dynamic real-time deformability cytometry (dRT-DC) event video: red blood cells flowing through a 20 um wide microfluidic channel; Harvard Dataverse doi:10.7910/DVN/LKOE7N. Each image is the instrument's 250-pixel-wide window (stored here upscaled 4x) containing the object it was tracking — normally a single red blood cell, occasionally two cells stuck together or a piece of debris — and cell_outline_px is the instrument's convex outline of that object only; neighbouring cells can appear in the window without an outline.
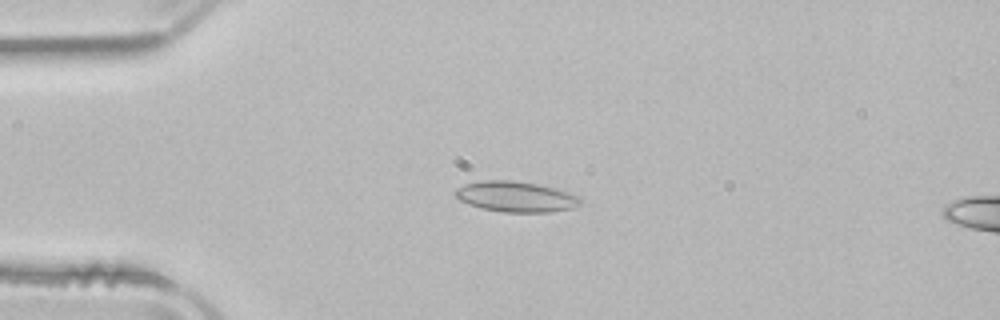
{"species": "common noctule bat (a hibernating species)", "species_latin": "Nyctalus noctula", "temperature_condition": "room temperature", "stored_images_in_passage": 51, "camera_frame_rate_fps": 3000, "um_per_image_px": 0.085, "animal": {"sex": "male", "body_mass_g": 21.5, "forearm_length_mm": 52.0}, "frame": {"image": 1, "passage_image": 12, "time_ms": 3.667, "image_size_px": [1000, 320], "cell_outline_px": [[584, 200], [580, 204], [572, 208], [552, 212], [504, 212], [480, 208], [460, 200], [456, 196], [456, 188], [464, 184], [480, 180], [512, 180], [536, 184], [556, 188], [580, 196]], "centroid_in_image_um": [43.88, 16.71], "position_along_channel_um": 41.1, "area_um2": 22.37}}
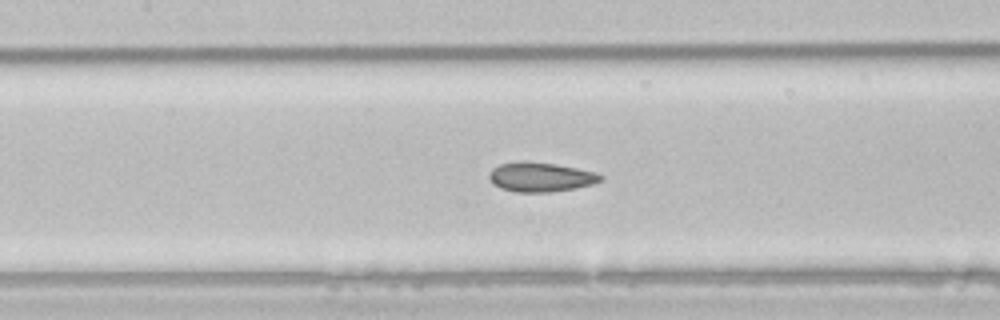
{"frame": {"image": 2, "passage_image": 23, "time_ms": 7.333, "image_size_px": [1000, 320], "cell_outline_px": [[604, 176], [600, 180], [592, 184], [576, 188], [552, 192], [516, 192], [500, 188], [492, 184], [488, 176], [492, 168], [500, 164], [556, 164], [596, 172]], "centroid_in_image_um": [45.97, 15.1], "position_along_channel_um": 161.4, "area_um2": 18.44}}
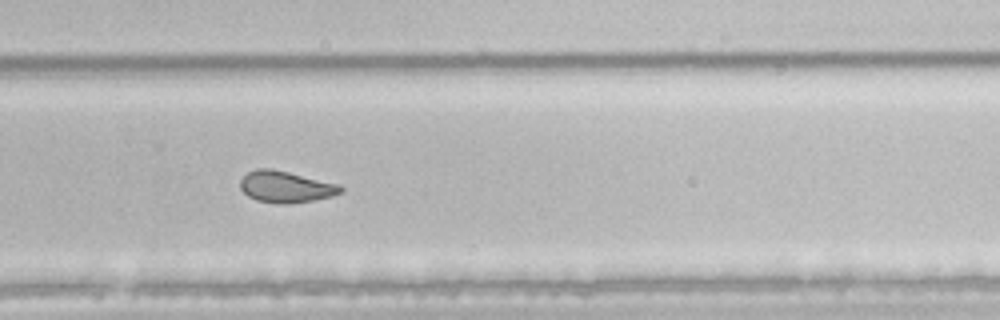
{"frame": {"image": 3, "passage_image": 34, "time_ms": 11.0, "image_size_px": [1000, 320], "cell_outline_px": [[344, 192], [332, 196], [312, 200], [288, 204], [276, 204], [256, 200], [248, 196], [240, 188], [240, 180], [248, 172], [256, 168], [272, 168], [340, 184], [344, 188]], "centroid_in_image_um": [24.3, 15.88], "position_along_channel_um": 305.5, "area_um2": 18.61}, "authors_computed_cell_mechanics": {"area_um2": 20.808, "velocity_mm_per_s": 3.9503, "shape_relaxation_time_tau1_ms": null, "shape_relaxation_time_tau2_ms": 1.894, "deformation_change_tau1": null, "deformation_change_tau2": 0.0655}}